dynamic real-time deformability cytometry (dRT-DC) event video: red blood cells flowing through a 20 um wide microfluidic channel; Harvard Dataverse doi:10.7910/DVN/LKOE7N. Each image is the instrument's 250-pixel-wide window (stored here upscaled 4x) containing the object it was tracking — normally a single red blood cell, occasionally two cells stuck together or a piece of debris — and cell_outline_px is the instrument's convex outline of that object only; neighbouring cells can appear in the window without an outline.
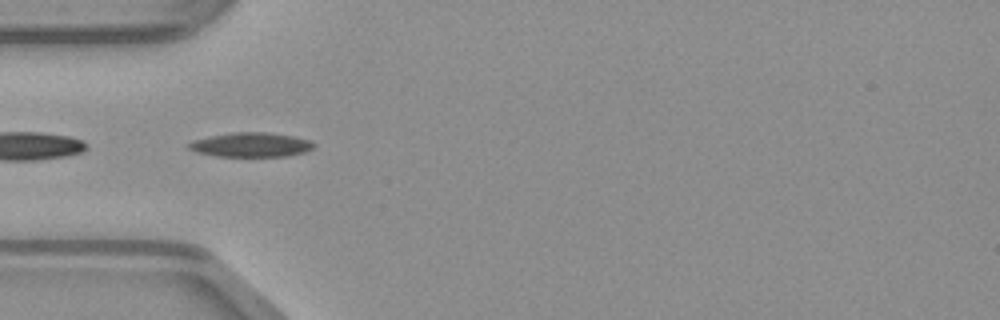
{"species": "common noctule bat (a hibernating species)", "species_latin": "Nyctalus noctula", "temperature_condition": "warm", "stored_images_in_passage": 48, "camera_frame_rate_fps": 3000, "um_per_image_px": 0.085, "animal": {"sex": "male", "body_mass_g": 23.1, "forearm_length_mm": 52.7}, "frame": {"image": 1, "passage_image": 14, "time_ms": 4.333, "image_size_px": [1000, 320], "cell_outline_px": [[316, 148], [304, 152], [288, 156], [216, 156], [196, 152], [188, 148], [188, 144], [192, 140], [232, 132], [264, 132], [292, 136], [312, 140], [316, 144]], "centroid_in_image_um": [21.38, 12.3], "position_along_channel_um": 63.6, "area_um2": 17.8}}
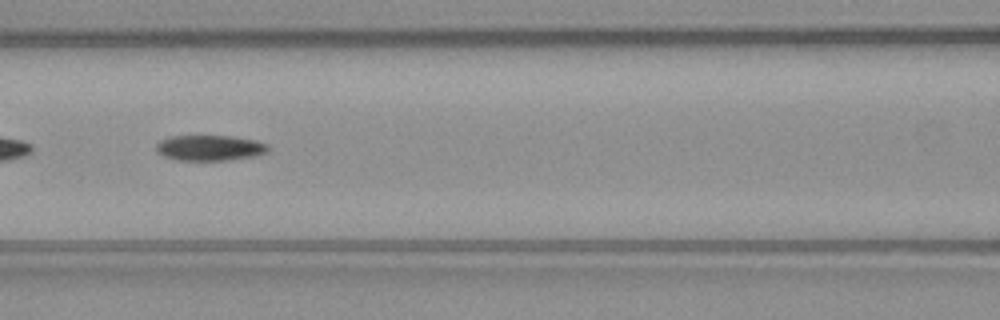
{"frame": {"image": 2, "passage_image": 20, "time_ms": 6.333, "image_size_px": [1000, 320], "cell_outline_px": [[268, 152], [252, 156], [228, 160], [176, 160], [164, 156], [156, 152], [156, 144], [160, 140], [172, 136], [232, 136], [256, 140], [268, 144]], "centroid_in_image_um": [17.81, 12.56], "position_along_channel_um": 148.8, "area_um2": 16.65}}
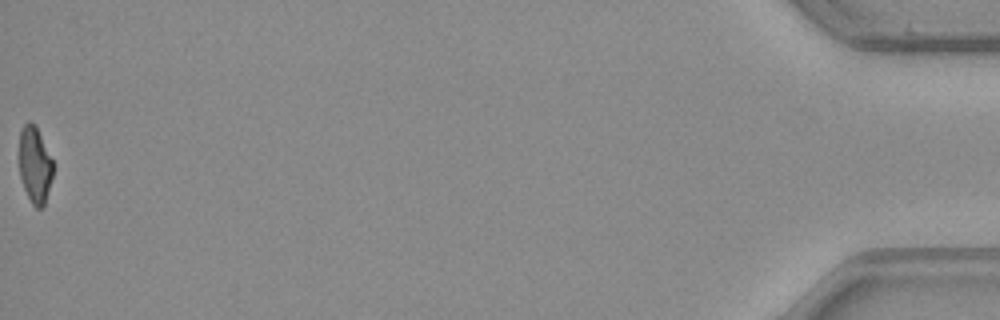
{"frame": {"image": 3, "passage_image": 48, "time_ms": 15.667, "image_size_px": [1000, 320], "cell_outline_px": [[52, 176], [44, 204], [40, 208], [36, 208], [32, 204], [24, 188], [20, 176], [20, 128], [28, 120], [36, 128], [52, 160]], "centroid_in_image_um": [2.94, 14.03], "position_along_channel_um": 432.3, "area_um2": 14.51}}